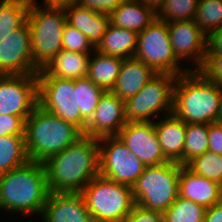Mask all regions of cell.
I'll list each match as a JSON object with an SVG mask.
<instances>
[{"label": "cell", "instance_id": "1", "mask_svg": "<svg viewBox=\"0 0 222 222\" xmlns=\"http://www.w3.org/2000/svg\"><path fill=\"white\" fill-rule=\"evenodd\" d=\"M43 165L49 192H81L99 175V139L84 135Z\"/></svg>", "mask_w": 222, "mask_h": 222}, {"label": "cell", "instance_id": "2", "mask_svg": "<svg viewBox=\"0 0 222 222\" xmlns=\"http://www.w3.org/2000/svg\"><path fill=\"white\" fill-rule=\"evenodd\" d=\"M49 193L43 163L29 161L0 175V213L40 219Z\"/></svg>", "mask_w": 222, "mask_h": 222}, {"label": "cell", "instance_id": "3", "mask_svg": "<svg viewBox=\"0 0 222 222\" xmlns=\"http://www.w3.org/2000/svg\"><path fill=\"white\" fill-rule=\"evenodd\" d=\"M222 88L189 70L177 76L173 89L172 113L185 123L217 122Z\"/></svg>", "mask_w": 222, "mask_h": 222}, {"label": "cell", "instance_id": "4", "mask_svg": "<svg viewBox=\"0 0 222 222\" xmlns=\"http://www.w3.org/2000/svg\"><path fill=\"white\" fill-rule=\"evenodd\" d=\"M83 136L84 133L78 127L39 105L25 120V143L30 161L44 163Z\"/></svg>", "mask_w": 222, "mask_h": 222}, {"label": "cell", "instance_id": "5", "mask_svg": "<svg viewBox=\"0 0 222 222\" xmlns=\"http://www.w3.org/2000/svg\"><path fill=\"white\" fill-rule=\"evenodd\" d=\"M27 22L31 34L33 63L41 70L63 49L62 37L67 23L65 9L31 0Z\"/></svg>", "mask_w": 222, "mask_h": 222}, {"label": "cell", "instance_id": "6", "mask_svg": "<svg viewBox=\"0 0 222 222\" xmlns=\"http://www.w3.org/2000/svg\"><path fill=\"white\" fill-rule=\"evenodd\" d=\"M181 166L171 161L157 166H146L132 186L135 205L163 214L179 196Z\"/></svg>", "mask_w": 222, "mask_h": 222}, {"label": "cell", "instance_id": "7", "mask_svg": "<svg viewBox=\"0 0 222 222\" xmlns=\"http://www.w3.org/2000/svg\"><path fill=\"white\" fill-rule=\"evenodd\" d=\"M80 193L94 222H124L135 206L132 187L100 174Z\"/></svg>", "mask_w": 222, "mask_h": 222}, {"label": "cell", "instance_id": "8", "mask_svg": "<svg viewBox=\"0 0 222 222\" xmlns=\"http://www.w3.org/2000/svg\"><path fill=\"white\" fill-rule=\"evenodd\" d=\"M176 78L171 74H156L136 95L125 100L126 122H155L171 114Z\"/></svg>", "mask_w": 222, "mask_h": 222}, {"label": "cell", "instance_id": "9", "mask_svg": "<svg viewBox=\"0 0 222 222\" xmlns=\"http://www.w3.org/2000/svg\"><path fill=\"white\" fill-rule=\"evenodd\" d=\"M134 58L157 74L179 76L189 71L175 57L167 23L158 18L138 33Z\"/></svg>", "mask_w": 222, "mask_h": 222}, {"label": "cell", "instance_id": "10", "mask_svg": "<svg viewBox=\"0 0 222 222\" xmlns=\"http://www.w3.org/2000/svg\"><path fill=\"white\" fill-rule=\"evenodd\" d=\"M38 105L45 111L78 127L84 134L87 121L77 109L75 80L37 76Z\"/></svg>", "mask_w": 222, "mask_h": 222}, {"label": "cell", "instance_id": "11", "mask_svg": "<svg viewBox=\"0 0 222 222\" xmlns=\"http://www.w3.org/2000/svg\"><path fill=\"white\" fill-rule=\"evenodd\" d=\"M145 167L118 136L99 139V174L101 176L132 187L144 172Z\"/></svg>", "mask_w": 222, "mask_h": 222}, {"label": "cell", "instance_id": "12", "mask_svg": "<svg viewBox=\"0 0 222 222\" xmlns=\"http://www.w3.org/2000/svg\"><path fill=\"white\" fill-rule=\"evenodd\" d=\"M38 105L37 74L0 75V114L24 121Z\"/></svg>", "mask_w": 222, "mask_h": 222}, {"label": "cell", "instance_id": "13", "mask_svg": "<svg viewBox=\"0 0 222 222\" xmlns=\"http://www.w3.org/2000/svg\"><path fill=\"white\" fill-rule=\"evenodd\" d=\"M33 63L31 34L28 22L11 32L0 43V75L37 74Z\"/></svg>", "mask_w": 222, "mask_h": 222}, {"label": "cell", "instance_id": "14", "mask_svg": "<svg viewBox=\"0 0 222 222\" xmlns=\"http://www.w3.org/2000/svg\"><path fill=\"white\" fill-rule=\"evenodd\" d=\"M167 26L175 57L185 61L188 70H197L206 54L207 35L194 20L171 21Z\"/></svg>", "mask_w": 222, "mask_h": 222}, {"label": "cell", "instance_id": "15", "mask_svg": "<svg viewBox=\"0 0 222 222\" xmlns=\"http://www.w3.org/2000/svg\"><path fill=\"white\" fill-rule=\"evenodd\" d=\"M117 136L145 166L169 162L162 151L154 122H126Z\"/></svg>", "mask_w": 222, "mask_h": 222}, {"label": "cell", "instance_id": "16", "mask_svg": "<svg viewBox=\"0 0 222 222\" xmlns=\"http://www.w3.org/2000/svg\"><path fill=\"white\" fill-rule=\"evenodd\" d=\"M126 125L124 101L114 92L105 91L95 109V113L87 122L85 136L100 139L117 136Z\"/></svg>", "mask_w": 222, "mask_h": 222}, {"label": "cell", "instance_id": "17", "mask_svg": "<svg viewBox=\"0 0 222 222\" xmlns=\"http://www.w3.org/2000/svg\"><path fill=\"white\" fill-rule=\"evenodd\" d=\"M41 222H94L80 192H50Z\"/></svg>", "mask_w": 222, "mask_h": 222}, {"label": "cell", "instance_id": "18", "mask_svg": "<svg viewBox=\"0 0 222 222\" xmlns=\"http://www.w3.org/2000/svg\"><path fill=\"white\" fill-rule=\"evenodd\" d=\"M154 128L164 156L171 162L184 165L186 123L171 113L158 118Z\"/></svg>", "mask_w": 222, "mask_h": 222}, {"label": "cell", "instance_id": "19", "mask_svg": "<svg viewBox=\"0 0 222 222\" xmlns=\"http://www.w3.org/2000/svg\"><path fill=\"white\" fill-rule=\"evenodd\" d=\"M179 196L209 208L221 202L220 184L197 175L182 165L179 176Z\"/></svg>", "mask_w": 222, "mask_h": 222}, {"label": "cell", "instance_id": "20", "mask_svg": "<svg viewBox=\"0 0 222 222\" xmlns=\"http://www.w3.org/2000/svg\"><path fill=\"white\" fill-rule=\"evenodd\" d=\"M156 74L135 58L124 59L112 92L125 101L136 95Z\"/></svg>", "mask_w": 222, "mask_h": 222}, {"label": "cell", "instance_id": "21", "mask_svg": "<svg viewBox=\"0 0 222 222\" xmlns=\"http://www.w3.org/2000/svg\"><path fill=\"white\" fill-rule=\"evenodd\" d=\"M67 23L82 32L95 48L110 23V15L80 5L65 8Z\"/></svg>", "mask_w": 222, "mask_h": 222}, {"label": "cell", "instance_id": "22", "mask_svg": "<svg viewBox=\"0 0 222 222\" xmlns=\"http://www.w3.org/2000/svg\"><path fill=\"white\" fill-rule=\"evenodd\" d=\"M91 54L62 49L39 72L37 76H53L60 79L77 80L87 77Z\"/></svg>", "mask_w": 222, "mask_h": 222}, {"label": "cell", "instance_id": "23", "mask_svg": "<svg viewBox=\"0 0 222 222\" xmlns=\"http://www.w3.org/2000/svg\"><path fill=\"white\" fill-rule=\"evenodd\" d=\"M109 15L112 25L134 30L137 33L157 19V13L139 0H124Z\"/></svg>", "mask_w": 222, "mask_h": 222}, {"label": "cell", "instance_id": "24", "mask_svg": "<svg viewBox=\"0 0 222 222\" xmlns=\"http://www.w3.org/2000/svg\"><path fill=\"white\" fill-rule=\"evenodd\" d=\"M138 33L109 23L101 41L95 47L97 52L121 59L134 58Z\"/></svg>", "mask_w": 222, "mask_h": 222}, {"label": "cell", "instance_id": "25", "mask_svg": "<svg viewBox=\"0 0 222 222\" xmlns=\"http://www.w3.org/2000/svg\"><path fill=\"white\" fill-rule=\"evenodd\" d=\"M124 59L96 50L91 54L87 77L105 91H112Z\"/></svg>", "mask_w": 222, "mask_h": 222}, {"label": "cell", "instance_id": "26", "mask_svg": "<svg viewBox=\"0 0 222 222\" xmlns=\"http://www.w3.org/2000/svg\"><path fill=\"white\" fill-rule=\"evenodd\" d=\"M30 5L31 0H0V43L27 22Z\"/></svg>", "mask_w": 222, "mask_h": 222}, {"label": "cell", "instance_id": "27", "mask_svg": "<svg viewBox=\"0 0 222 222\" xmlns=\"http://www.w3.org/2000/svg\"><path fill=\"white\" fill-rule=\"evenodd\" d=\"M25 136H0V175L28 163Z\"/></svg>", "mask_w": 222, "mask_h": 222}, {"label": "cell", "instance_id": "28", "mask_svg": "<svg viewBox=\"0 0 222 222\" xmlns=\"http://www.w3.org/2000/svg\"><path fill=\"white\" fill-rule=\"evenodd\" d=\"M206 208L178 196L163 213V222H204Z\"/></svg>", "mask_w": 222, "mask_h": 222}, {"label": "cell", "instance_id": "29", "mask_svg": "<svg viewBox=\"0 0 222 222\" xmlns=\"http://www.w3.org/2000/svg\"><path fill=\"white\" fill-rule=\"evenodd\" d=\"M77 89V109H80L82 117L88 122L105 90L94 84L88 77L75 80Z\"/></svg>", "mask_w": 222, "mask_h": 222}, {"label": "cell", "instance_id": "30", "mask_svg": "<svg viewBox=\"0 0 222 222\" xmlns=\"http://www.w3.org/2000/svg\"><path fill=\"white\" fill-rule=\"evenodd\" d=\"M208 124L186 123L184 165L208 151Z\"/></svg>", "mask_w": 222, "mask_h": 222}, {"label": "cell", "instance_id": "31", "mask_svg": "<svg viewBox=\"0 0 222 222\" xmlns=\"http://www.w3.org/2000/svg\"><path fill=\"white\" fill-rule=\"evenodd\" d=\"M193 173L220 184L222 181V154L206 151L185 165Z\"/></svg>", "mask_w": 222, "mask_h": 222}, {"label": "cell", "instance_id": "32", "mask_svg": "<svg viewBox=\"0 0 222 222\" xmlns=\"http://www.w3.org/2000/svg\"><path fill=\"white\" fill-rule=\"evenodd\" d=\"M199 0H165L157 12V18L168 23L171 21L194 20Z\"/></svg>", "mask_w": 222, "mask_h": 222}, {"label": "cell", "instance_id": "33", "mask_svg": "<svg viewBox=\"0 0 222 222\" xmlns=\"http://www.w3.org/2000/svg\"><path fill=\"white\" fill-rule=\"evenodd\" d=\"M194 21L207 35L222 26V0H199Z\"/></svg>", "mask_w": 222, "mask_h": 222}, {"label": "cell", "instance_id": "34", "mask_svg": "<svg viewBox=\"0 0 222 222\" xmlns=\"http://www.w3.org/2000/svg\"><path fill=\"white\" fill-rule=\"evenodd\" d=\"M62 47L68 51L84 54H92L95 50L87 37L68 23L64 26Z\"/></svg>", "mask_w": 222, "mask_h": 222}, {"label": "cell", "instance_id": "35", "mask_svg": "<svg viewBox=\"0 0 222 222\" xmlns=\"http://www.w3.org/2000/svg\"><path fill=\"white\" fill-rule=\"evenodd\" d=\"M196 71L205 79L222 88V55L204 56L200 67Z\"/></svg>", "mask_w": 222, "mask_h": 222}, {"label": "cell", "instance_id": "36", "mask_svg": "<svg viewBox=\"0 0 222 222\" xmlns=\"http://www.w3.org/2000/svg\"><path fill=\"white\" fill-rule=\"evenodd\" d=\"M25 136V121L19 116L0 114V136Z\"/></svg>", "mask_w": 222, "mask_h": 222}, {"label": "cell", "instance_id": "37", "mask_svg": "<svg viewBox=\"0 0 222 222\" xmlns=\"http://www.w3.org/2000/svg\"><path fill=\"white\" fill-rule=\"evenodd\" d=\"M124 222H163V214L135 205Z\"/></svg>", "mask_w": 222, "mask_h": 222}, {"label": "cell", "instance_id": "38", "mask_svg": "<svg viewBox=\"0 0 222 222\" xmlns=\"http://www.w3.org/2000/svg\"><path fill=\"white\" fill-rule=\"evenodd\" d=\"M124 0H79L78 5L96 12L111 14Z\"/></svg>", "mask_w": 222, "mask_h": 222}, {"label": "cell", "instance_id": "39", "mask_svg": "<svg viewBox=\"0 0 222 222\" xmlns=\"http://www.w3.org/2000/svg\"><path fill=\"white\" fill-rule=\"evenodd\" d=\"M222 55V26L207 34L206 54L204 56Z\"/></svg>", "mask_w": 222, "mask_h": 222}, {"label": "cell", "instance_id": "40", "mask_svg": "<svg viewBox=\"0 0 222 222\" xmlns=\"http://www.w3.org/2000/svg\"><path fill=\"white\" fill-rule=\"evenodd\" d=\"M208 151L222 154V129L217 122L208 124Z\"/></svg>", "mask_w": 222, "mask_h": 222}, {"label": "cell", "instance_id": "41", "mask_svg": "<svg viewBox=\"0 0 222 222\" xmlns=\"http://www.w3.org/2000/svg\"><path fill=\"white\" fill-rule=\"evenodd\" d=\"M204 222H222V202L206 208Z\"/></svg>", "mask_w": 222, "mask_h": 222}, {"label": "cell", "instance_id": "42", "mask_svg": "<svg viewBox=\"0 0 222 222\" xmlns=\"http://www.w3.org/2000/svg\"><path fill=\"white\" fill-rule=\"evenodd\" d=\"M79 0H43L41 3L55 8L65 9L69 6L78 5Z\"/></svg>", "mask_w": 222, "mask_h": 222}, {"label": "cell", "instance_id": "43", "mask_svg": "<svg viewBox=\"0 0 222 222\" xmlns=\"http://www.w3.org/2000/svg\"><path fill=\"white\" fill-rule=\"evenodd\" d=\"M145 6L152 8L156 13L161 9L165 0H139Z\"/></svg>", "mask_w": 222, "mask_h": 222}, {"label": "cell", "instance_id": "44", "mask_svg": "<svg viewBox=\"0 0 222 222\" xmlns=\"http://www.w3.org/2000/svg\"><path fill=\"white\" fill-rule=\"evenodd\" d=\"M222 119V91H221V97L219 101V111H218V120Z\"/></svg>", "mask_w": 222, "mask_h": 222}, {"label": "cell", "instance_id": "45", "mask_svg": "<svg viewBox=\"0 0 222 222\" xmlns=\"http://www.w3.org/2000/svg\"><path fill=\"white\" fill-rule=\"evenodd\" d=\"M220 193H221V202H222V181L220 182Z\"/></svg>", "mask_w": 222, "mask_h": 222}, {"label": "cell", "instance_id": "46", "mask_svg": "<svg viewBox=\"0 0 222 222\" xmlns=\"http://www.w3.org/2000/svg\"><path fill=\"white\" fill-rule=\"evenodd\" d=\"M217 123L219 124V126H220L221 129H222V119H221V120H217Z\"/></svg>", "mask_w": 222, "mask_h": 222}]
</instances>
